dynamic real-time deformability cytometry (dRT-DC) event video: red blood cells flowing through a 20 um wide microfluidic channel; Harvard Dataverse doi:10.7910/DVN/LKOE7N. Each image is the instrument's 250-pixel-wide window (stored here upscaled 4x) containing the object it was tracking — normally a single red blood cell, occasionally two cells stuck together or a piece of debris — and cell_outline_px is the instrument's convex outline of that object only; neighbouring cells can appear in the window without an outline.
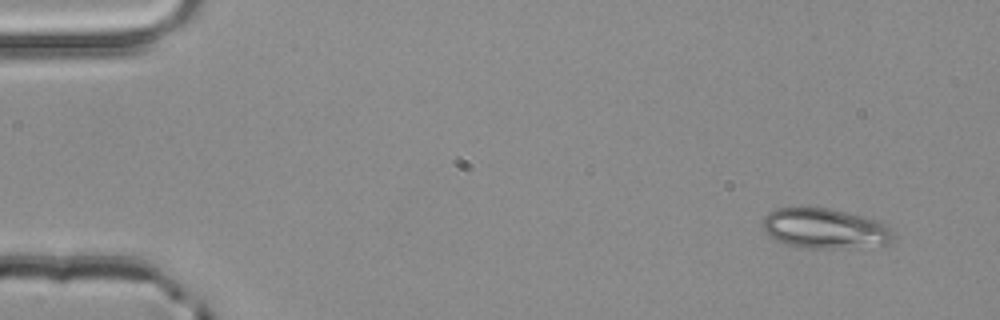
{"species": "common noctule bat (a hibernating species)", "species_latin": "Nyctalus noctula", "temperature_condition": "room temperature", "stored_images_in_passage": 4, "camera_frame_rate_fps": 3000, "um_per_image_px": 0.085, "animal": {"sex": "male", "body_mass_g": 20.4}, "frame": {"image": 1, "passage_image": 1, "time_ms": 0.0, "image_size_px": [1000, 320], "cell_outline_px": [[896, 236], [892, 240], [884, 244], [840, 248], [796, 248], [776, 240], [768, 236], [764, 232], [764, 216], [768, 212], [776, 208], [800, 204], [804, 204], [828, 208], [864, 216], [880, 220]], "centroid_in_image_um": [70.03, 19.38], "position_along_channel_um": 15.0, "area_um2": 31.33}}